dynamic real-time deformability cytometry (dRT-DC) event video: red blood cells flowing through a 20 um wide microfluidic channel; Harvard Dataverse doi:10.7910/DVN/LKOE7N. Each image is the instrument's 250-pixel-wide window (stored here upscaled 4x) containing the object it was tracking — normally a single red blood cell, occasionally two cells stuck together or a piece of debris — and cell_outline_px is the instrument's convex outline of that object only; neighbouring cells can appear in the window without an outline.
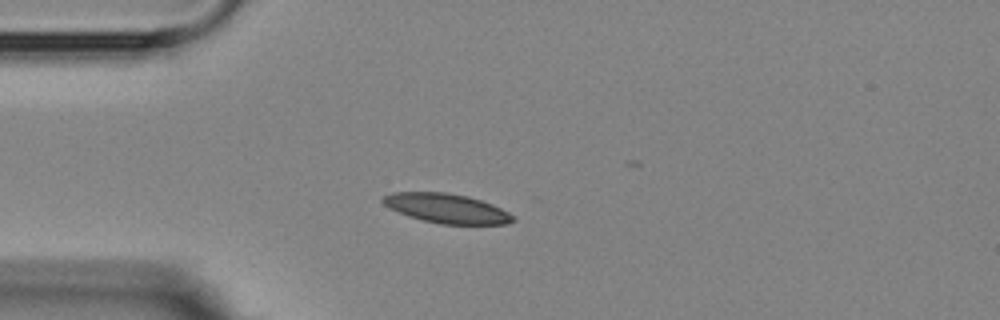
{"species": "Egyptian fruit bat (a non-hibernating species)", "species_latin": "Rousettus aegyptiacus", "temperature_condition": "room temperature", "stored_images_in_passage": 5, "camera_frame_rate_fps": 3000, "um_per_image_px": 0.085, "animal": {"sex": "female"}, "frame": {"image": 1, "passage_image": 1, "time_ms": 0.0, "image_size_px": [1000, 320], "cell_outline_px": [[516, 220], [508, 224], [440, 224], [408, 216], [388, 208], [380, 200], [384, 196], [392, 192], [444, 192], [468, 196], [492, 204], [516, 216]], "centroid_in_image_um": [37.97, 17.71], "position_along_channel_um": 47.0, "area_um2": 22.37}}
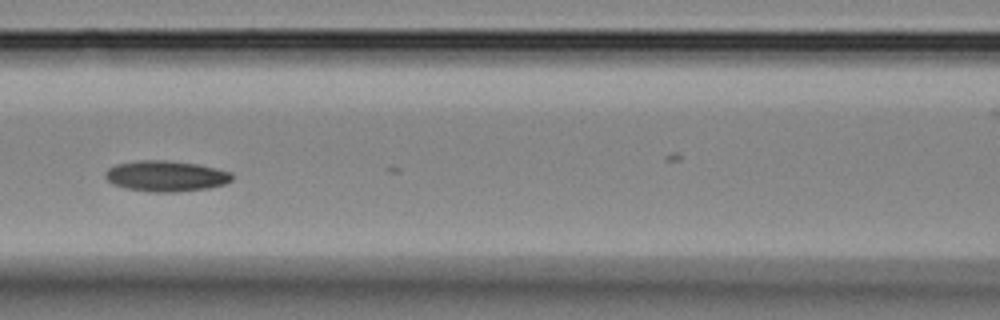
{"frame": {"image": 2, "passage_image": 4, "time_ms": 3.333, "image_size_px": [1000, 320], "cell_outline_px": [[232, 180], [224, 184], [208, 188], [176, 192], [152, 192], [124, 188], [112, 184], [104, 176], [104, 172], [108, 168], [116, 164], [136, 160], [168, 160], [196, 164], [216, 168], [232, 172]], "centroid_in_image_um": [14.07, 14.96], "position_along_channel_um": 152.5, "area_um2": 22.89}}
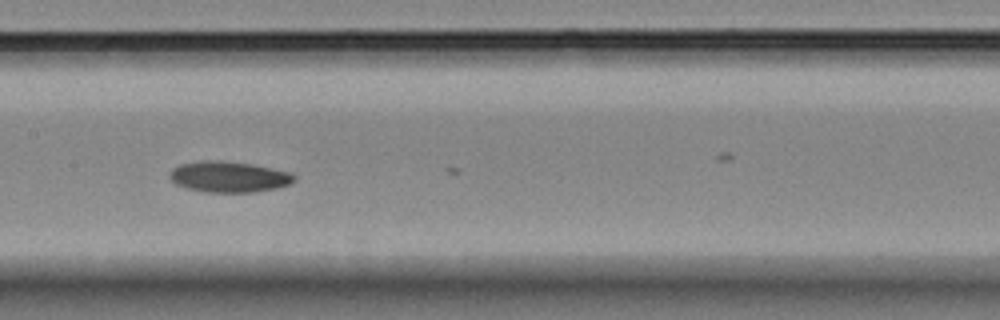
{"frame": {"image": 3, "passage_image": 5, "time_ms": 4.333, "image_size_px": [1000, 320], "cell_outline_px": [[296, 180], [288, 184], [276, 188], [256, 192], [204, 192], [188, 188], [176, 184], [168, 176], [172, 168], [180, 164], [204, 160], [220, 160], [252, 164], [292, 172], [296, 176]], "centroid_in_image_um": [19.46, 15.02], "position_along_channel_um": 187.9, "area_um2": 22.54}}